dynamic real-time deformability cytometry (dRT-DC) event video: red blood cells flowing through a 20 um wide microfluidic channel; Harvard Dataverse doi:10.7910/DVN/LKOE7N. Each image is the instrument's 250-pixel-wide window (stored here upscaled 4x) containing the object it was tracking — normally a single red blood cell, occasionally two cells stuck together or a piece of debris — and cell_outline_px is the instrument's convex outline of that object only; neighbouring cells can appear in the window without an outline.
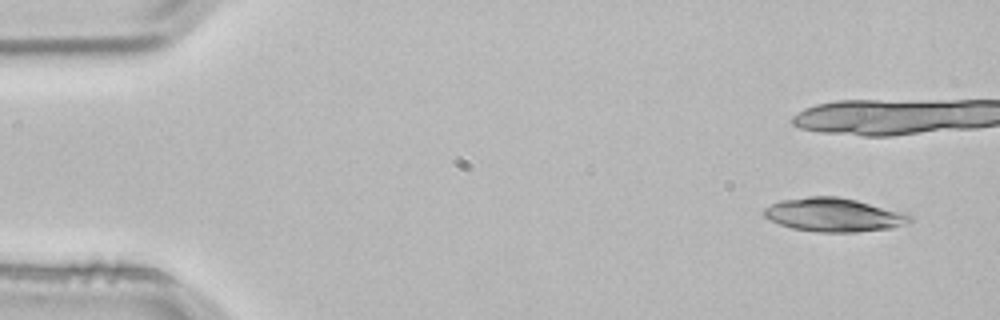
{"species": "common noctule bat (a hibernating species)", "species_latin": "Nyctalus noctula", "temperature_condition": "room temperature", "stored_images_in_passage": 5, "camera_frame_rate_fps": 3000, "um_per_image_px": 0.085, "animal": {"sex": "male", "body_mass_g": 21.5, "forearm_length_mm": 52.0}, "frame": {"image": 1, "passage_image": 1, "time_ms": 0.0, "image_size_px": [1000, 320], "cell_outline_px": [[912, 220], [892, 228], [856, 232], [820, 232], [792, 228], [768, 220], [764, 216], [764, 208], [780, 200], [808, 196], [836, 196], [856, 200], [904, 212], [912, 216]], "centroid_in_image_um": [70.85, 18.26], "position_along_channel_um": 14.1, "area_um2": 28.5}}